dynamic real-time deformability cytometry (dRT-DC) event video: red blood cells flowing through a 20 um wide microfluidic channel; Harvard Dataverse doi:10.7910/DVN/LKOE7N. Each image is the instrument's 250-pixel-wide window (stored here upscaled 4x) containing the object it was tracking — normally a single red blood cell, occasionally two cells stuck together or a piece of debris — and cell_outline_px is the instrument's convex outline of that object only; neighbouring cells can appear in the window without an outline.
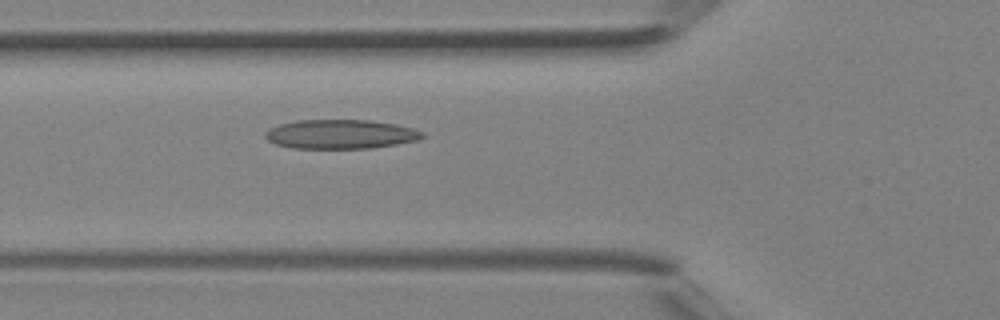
{"species": "Egyptian fruit bat (a non-hibernating species)", "species_latin": "Rousettus aegyptiacus", "temperature_condition": "room temperature", "stored_images_in_passage": 28, "camera_frame_rate_fps": 3000, "um_per_image_px": 0.085, "animal": {"sex": "female"}, "frame": {"image": 1, "passage_image": 16, "time_ms": 5.0, "image_size_px": [1000, 320], "cell_outline_px": [[424, 136], [416, 140], [396, 144], [372, 148], [292, 148], [276, 144], [268, 140], [264, 136], [264, 132], [268, 128], [280, 124], [296, 120], [368, 120], [396, 124], [412, 128], [424, 132]], "centroid_in_image_um": [28.91, 11.4], "position_along_channel_um": 96.9, "area_um2": 26.7}}
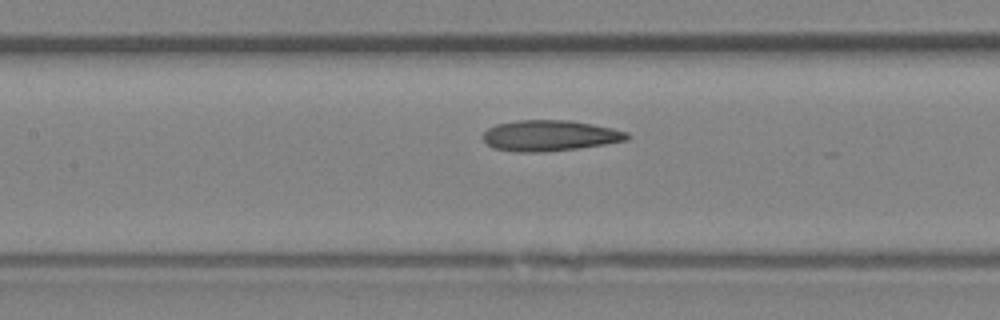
{"frame": {"image": 2, "passage_image": 20, "time_ms": 6.333, "image_size_px": [1000, 320], "cell_outline_px": [[632, 136], [628, 140], [580, 148], [544, 152], [516, 152], [492, 148], [484, 140], [484, 132], [488, 128], [496, 124], [516, 120], [572, 120], [612, 128], [628, 132]], "centroid_in_image_um": [46.75, 11.53], "position_along_channel_um": 160.7, "area_um2": 26.07}}